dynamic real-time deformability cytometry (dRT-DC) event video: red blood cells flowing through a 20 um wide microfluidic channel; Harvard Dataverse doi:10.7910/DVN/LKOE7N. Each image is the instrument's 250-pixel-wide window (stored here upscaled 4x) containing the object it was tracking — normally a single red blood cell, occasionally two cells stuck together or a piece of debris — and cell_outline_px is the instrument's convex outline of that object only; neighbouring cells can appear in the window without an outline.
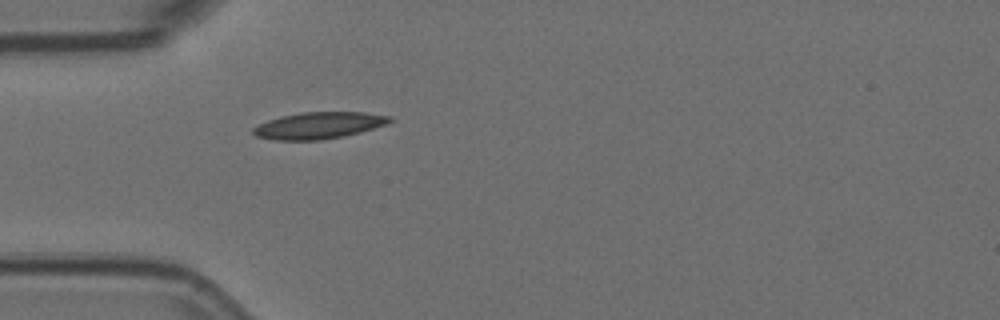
{"species": "Egyptian fruit bat (a non-hibernating species)", "species_latin": "Rousettus aegyptiacus", "temperature_condition": "room temperature", "stored_images_in_passage": 17, "camera_frame_rate_fps": 3000, "um_per_image_px": 0.085, "animal": {"sex": "female"}, "frame": {"image": 1, "passage_image": 1, "time_ms": 0.0, "image_size_px": [1000, 320], "cell_outline_px": [[392, 120], [388, 124], [360, 132], [344, 136], [320, 140], [276, 140], [256, 136], [252, 132], [252, 128], [268, 120], [280, 116], [300, 112], [364, 112], [392, 116]], "centroid_in_image_um": [27.11, 10.66], "position_along_channel_um": 57.9, "area_um2": 21.27}}
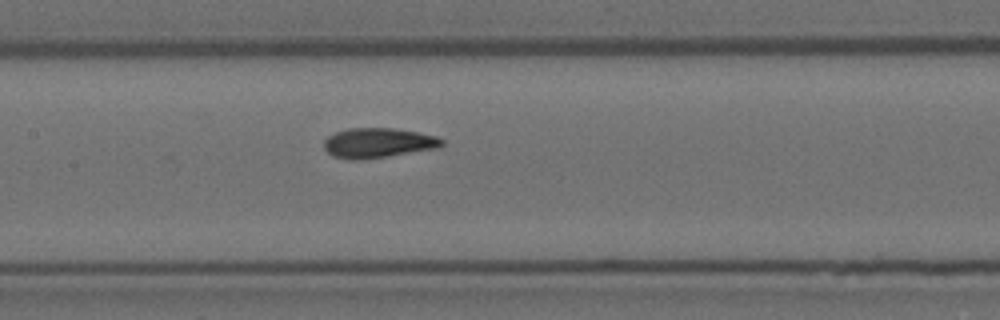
{"frame": {"image": 2, "passage_image": 11, "time_ms": 3.333, "image_size_px": [1000, 320], "cell_outline_px": [[444, 144], [440, 148], [388, 156], [356, 160], [348, 160], [332, 156], [324, 148], [324, 140], [328, 136], [336, 132], [348, 128], [392, 128], [416, 132], [436, 136], [444, 140]], "centroid_in_image_um": [32.14, 12.15], "position_along_channel_um": 175.3, "area_um2": 20.58}}
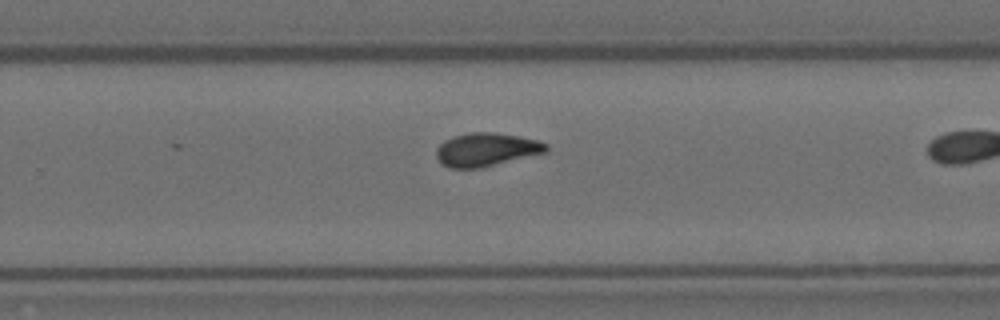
{"frame": {"image": 3, "passage_image": 17, "time_ms": 5.333, "image_size_px": [1000, 320], "cell_outline_px": [[548, 152], [480, 168], [448, 168], [436, 156], [436, 148], [444, 140], [452, 136], [468, 132], [496, 132], [536, 140], [548, 144]], "centroid_in_image_um": [41.33, 12.71], "position_along_channel_um": 288.5, "area_um2": 21.39}}